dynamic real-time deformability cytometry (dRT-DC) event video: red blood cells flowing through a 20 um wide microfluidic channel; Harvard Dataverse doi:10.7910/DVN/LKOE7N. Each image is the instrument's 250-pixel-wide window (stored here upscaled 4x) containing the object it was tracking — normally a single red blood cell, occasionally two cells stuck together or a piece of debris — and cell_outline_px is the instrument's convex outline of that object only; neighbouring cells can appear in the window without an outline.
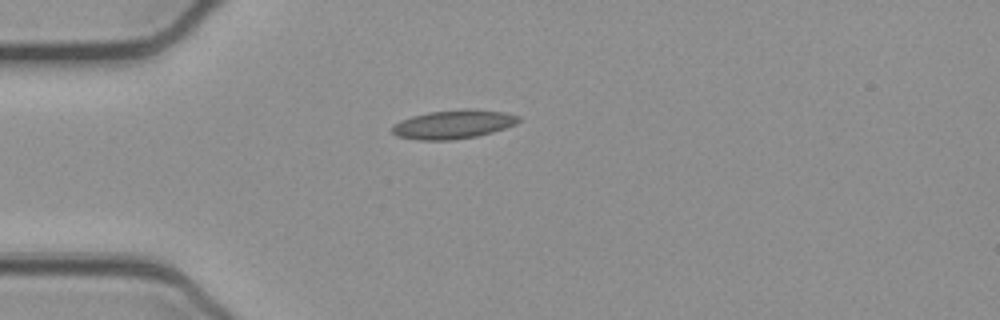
{"species": "common noctule bat (a hibernating species)", "species_latin": "Nyctalus noctula", "temperature_condition": "cold", "stored_images_in_passage": 39, "camera_frame_rate_fps": 3000, "um_per_image_px": 0.085, "animal": {"sex": "female", "body_mass_g": 21.9}, "frame": {"image": 1, "passage_image": 1, "time_ms": 0.0, "image_size_px": [1000, 320], "cell_outline_px": [[520, 120], [516, 124], [492, 132], [476, 136], [452, 140], [416, 140], [396, 136], [392, 132], [392, 124], [400, 120], [412, 116], [428, 112], [464, 108], [472, 108], [504, 112], [520, 116]], "centroid_in_image_um": [38.51, 10.56], "position_along_channel_um": 46.5, "area_um2": 21.44}}
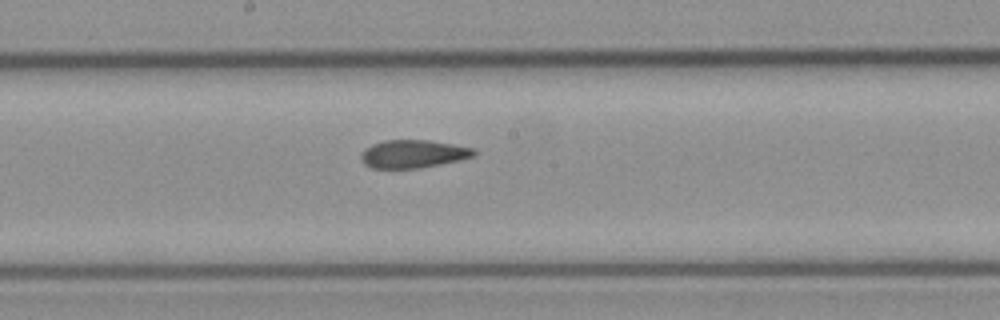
{"frame": {"image": 2, "passage_image": 15, "time_ms": 4.667, "image_size_px": [1000, 320], "cell_outline_px": [[476, 152], [472, 156], [460, 160], [420, 168], [372, 168], [364, 164], [360, 160], [360, 152], [364, 148], [372, 144], [384, 140], [428, 140], [476, 148]], "centroid_in_image_um": [35.07, 13.08], "position_along_channel_um": 213.1, "area_um2": 18.55}}
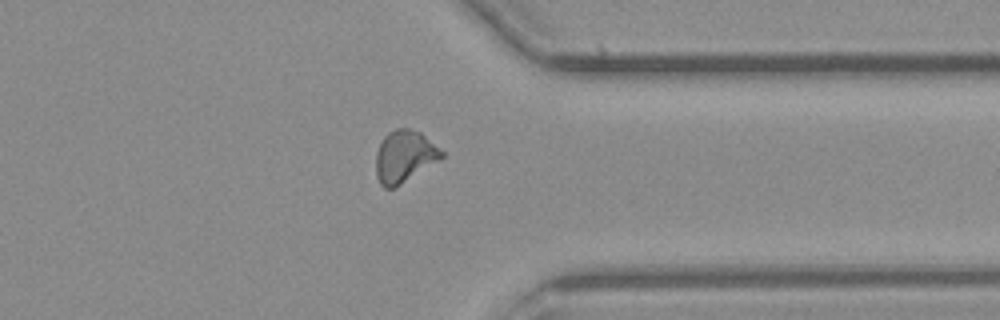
{"frame": {"image": 3, "passage_image": 28, "time_ms": 9.0, "image_size_px": [1000, 320], "cell_outline_px": [[444, 156], [400, 184], [392, 188], [384, 188], [380, 184], [376, 176], [376, 152], [384, 136], [388, 132], [396, 128], [408, 128], [420, 132], [444, 152]], "centroid_in_image_um": [34.34, 13.28], "position_along_channel_um": 377.1, "area_um2": 19.54}, "authors_computed_cell_mechanics": {"area_um2": 19.1318, "velocity_mm_per_s": 3.8962, "shape_relaxation_time_tau1_ms": null, "shape_relaxation_time_tau2_ms": 2.4724, "deformation_change_tau1": null, "deformation_change_tau2": 0.0803}}